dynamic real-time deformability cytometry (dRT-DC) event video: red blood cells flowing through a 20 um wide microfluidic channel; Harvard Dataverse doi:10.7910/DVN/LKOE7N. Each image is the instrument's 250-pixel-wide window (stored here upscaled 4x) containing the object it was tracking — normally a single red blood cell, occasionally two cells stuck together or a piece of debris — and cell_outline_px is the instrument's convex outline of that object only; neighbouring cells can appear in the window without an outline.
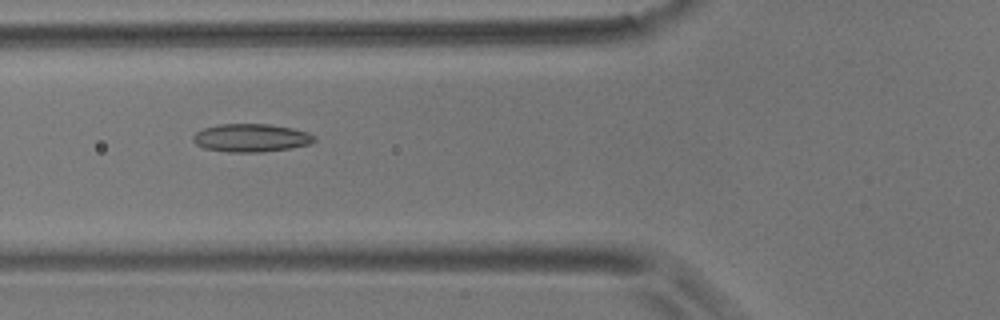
{"species": "common noctule bat (a hibernating species)", "species_latin": "Nyctalus noctula", "temperature_condition": "room temperature", "stored_images_in_passage": 44, "camera_frame_rate_fps": 3000, "um_per_image_px": 0.085, "animal": {"sex": "male", "body_mass_g": 17.9}, "frame": {"image": 1, "passage_image": 14, "time_ms": 4.333, "image_size_px": [1000, 320], "cell_outline_px": [[316, 140], [308, 144], [292, 148], [264, 152], [228, 152], [204, 148], [196, 144], [192, 140], [192, 136], [196, 132], [204, 128], [220, 124], [268, 124], [292, 128], [308, 132], [316, 136]], "centroid_in_image_um": [21.35, 11.72], "position_along_channel_um": 104.5, "area_um2": 19.94}}
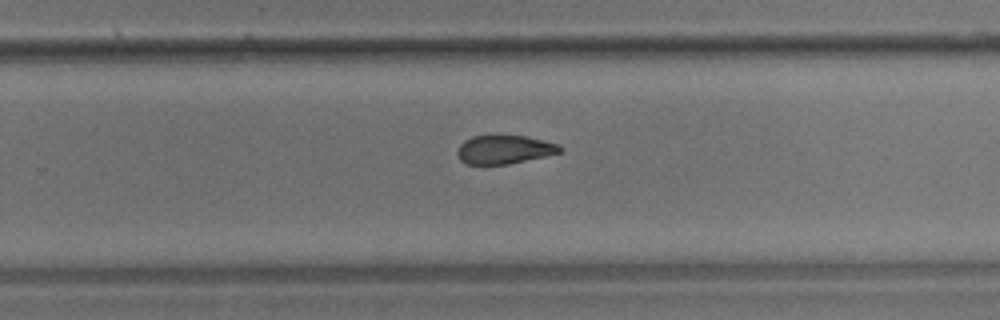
{"frame": {"image": 2, "passage_image": 29, "time_ms": 9.333, "image_size_px": [1000, 320], "cell_outline_px": [[564, 152], [508, 164], [464, 164], [460, 160], [456, 152], [460, 144], [464, 140], [472, 136], [524, 136], [544, 140], [560, 144], [564, 148]], "centroid_in_image_um": [42.9, 12.71], "position_along_channel_um": 286.9, "area_um2": 17.22}}
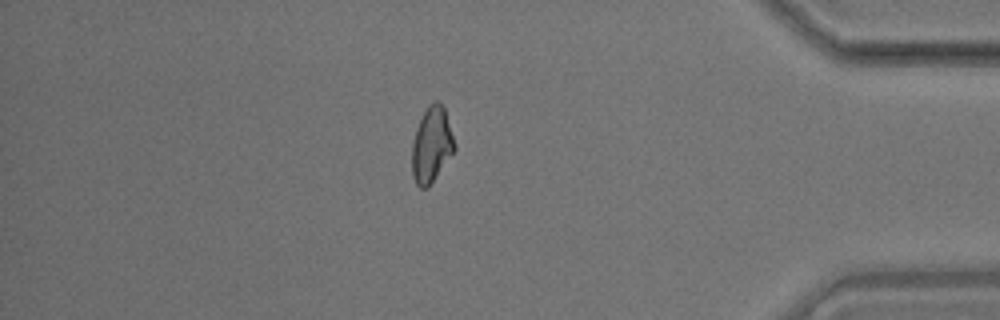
{"frame": {"image": 3, "passage_image": 41, "time_ms": 13.333, "image_size_px": [1000, 320], "cell_outline_px": [[456, 148], [428, 188], [420, 188], [416, 184], [412, 176], [412, 144], [416, 128], [428, 104], [436, 100], [444, 108], [456, 144]], "centroid_in_image_um": [36.68, 12.32], "position_along_channel_um": 398.5, "area_um2": 18.61}}